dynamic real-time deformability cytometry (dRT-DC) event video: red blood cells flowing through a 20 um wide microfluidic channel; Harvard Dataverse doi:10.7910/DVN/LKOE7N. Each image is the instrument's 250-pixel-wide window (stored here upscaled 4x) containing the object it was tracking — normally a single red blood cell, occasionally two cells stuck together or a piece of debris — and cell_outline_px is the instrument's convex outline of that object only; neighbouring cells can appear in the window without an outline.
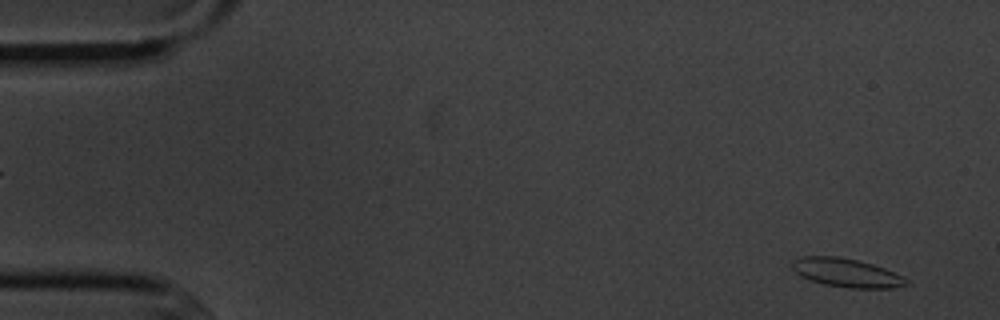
{"species": "common noctule bat (a hibernating species)", "species_latin": "Nyctalus noctula", "temperature_condition": "cold", "stored_images_in_passage": 4, "camera_frame_rate_fps": 3000, "um_per_image_px": 0.085, "animal": {"sex": "male", "body_mass_g": 20.1, "forearm_length_mm": 53.5}, "frame": {"image": 1, "passage_image": 1, "time_ms": 0.0, "image_size_px": [1000, 320], "cell_outline_px": [[912, 284], [892, 288], [848, 288], [824, 284], [808, 280], [800, 276], [792, 268], [792, 260], [800, 256], [840, 256], [860, 260], [884, 268], [904, 276]], "centroid_in_image_um": [71.96, 23.18], "position_along_channel_um": 13.0, "area_um2": 19.42}}
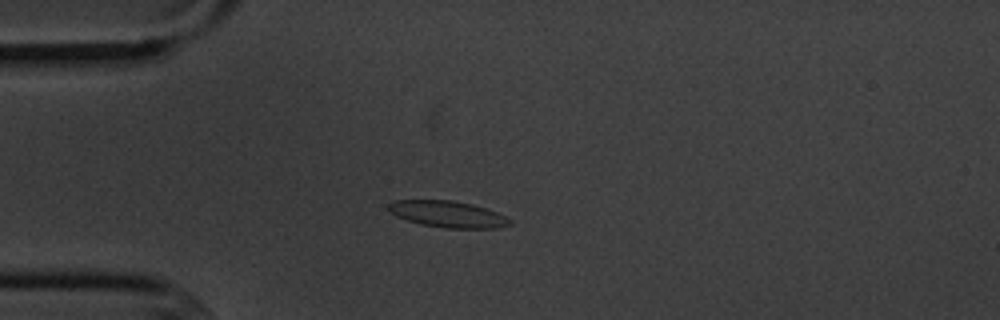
{"frame": {"image": 2, "passage_image": 4, "time_ms": 3.667, "image_size_px": [1000, 320], "cell_outline_px": [[512, 224], [496, 228], [444, 228], [420, 224], [396, 216], [388, 208], [388, 204], [392, 200], [452, 200], [472, 204], [496, 212], [512, 220]], "centroid_in_image_um": [38.06, 18.2], "position_along_channel_um": 46.9, "area_um2": 18.61}}